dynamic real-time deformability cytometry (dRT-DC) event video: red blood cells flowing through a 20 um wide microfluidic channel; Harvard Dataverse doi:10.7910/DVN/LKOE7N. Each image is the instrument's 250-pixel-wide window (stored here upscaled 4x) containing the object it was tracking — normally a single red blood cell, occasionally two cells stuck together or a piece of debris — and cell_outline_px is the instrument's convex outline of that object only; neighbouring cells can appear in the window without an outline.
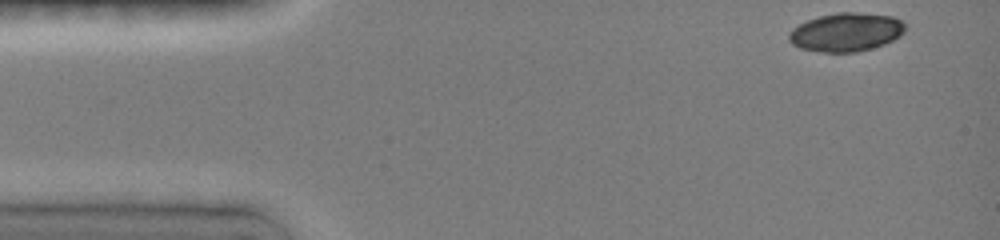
{"species": "common noctule bat (a hibernating species)", "species_latin": "Nyctalus noctula", "temperature_condition": "room temperature", "stored_images_in_passage": 40, "camera_frame_rate_fps": 3000, "um_per_image_px": 0.085, "animal": {"sex": "female", "body_mass_g": 19.0, "forearm_length_mm": 51.5}, "frame": {"image": 1, "passage_image": 1, "time_ms": 0.0, "image_size_px": [1000, 240], "cell_outline_px": [[904, 32], [900, 36], [884, 44], [872, 48], [856, 52], [824, 52], [800, 48], [792, 44], [788, 40], [788, 36], [800, 24], [808, 20], [820, 16], [840, 12], [852, 12], [892, 16], [900, 20], [904, 24]], "centroid_in_image_um": [71.93, 2.74], "position_along_channel_um": 13.1, "area_um2": 25.72}}
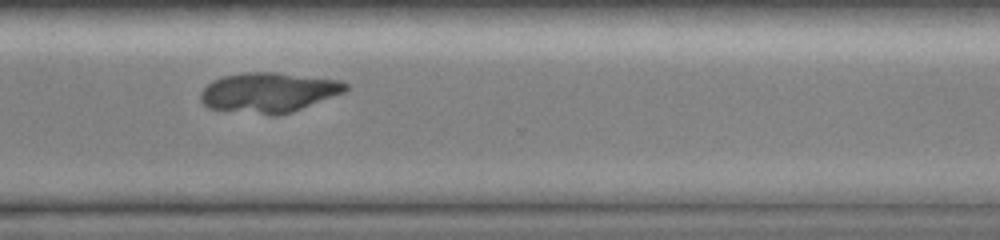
{"frame": {"image": 2, "passage_image": 33, "time_ms": 10.667, "image_size_px": [1000, 240], "cell_outline_px": [[348, 88], [344, 92], [292, 112], [276, 116], [272, 116], [208, 108], [200, 100], [200, 92], [208, 84], [224, 76], [244, 72], [276, 72], [340, 80], [348, 84]], "centroid_in_image_um": [22.84, 7.86], "position_along_channel_um": 347.8, "area_um2": 33.7}}
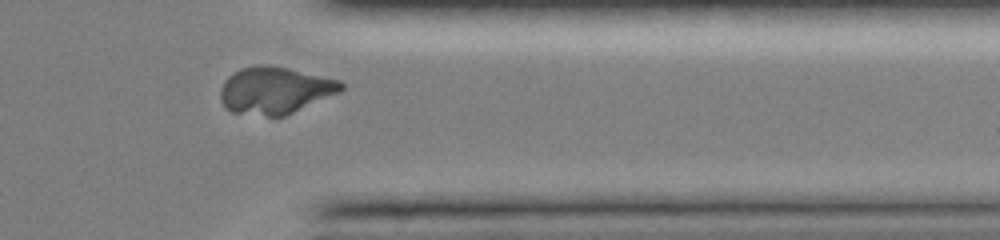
{"frame": {"image": 3, "passage_image": 36, "time_ms": 11.667, "image_size_px": [1000, 240], "cell_outline_px": [[344, 88], [340, 92], [284, 116], [268, 116], [232, 112], [224, 108], [220, 100], [220, 88], [224, 80], [228, 76], [240, 68], [256, 64], [268, 64], [288, 68], [340, 80], [344, 84]], "centroid_in_image_um": [23.34, 7.66], "position_along_channel_um": 388.1, "area_um2": 33.29}}